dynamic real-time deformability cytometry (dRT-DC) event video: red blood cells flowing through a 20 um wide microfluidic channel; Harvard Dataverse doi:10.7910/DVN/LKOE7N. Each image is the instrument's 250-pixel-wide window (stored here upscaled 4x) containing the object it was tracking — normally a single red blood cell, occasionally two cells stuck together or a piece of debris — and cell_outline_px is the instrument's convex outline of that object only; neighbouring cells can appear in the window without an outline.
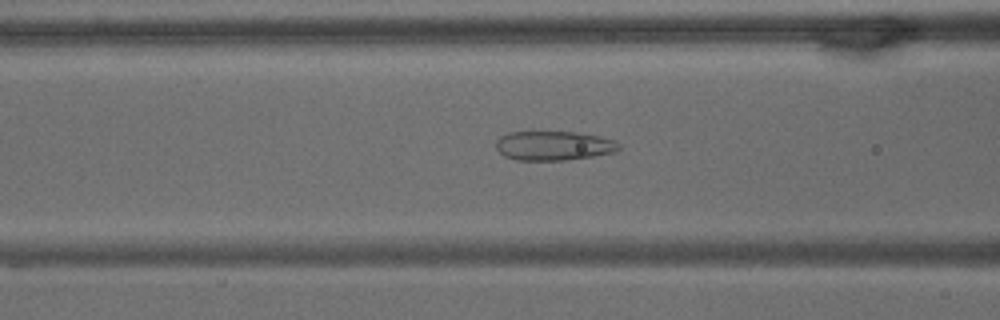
{"species": "common noctule bat (a hibernating species)", "species_latin": "Nyctalus noctula", "temperature_condition": "warm", "stored_images_in_passage": 48, "camera_frame_rate_fps": 3000, "um_per_image_px": 0.085, "animal": {"sex": "male", "body_mass_g": 15.6}, "frame": {"image": 1, "passage_image": 18, "time_ms": 5.667, "image_size_px": [1000, 320], "cell_outline_px": [[620, 148], [616, 152], [568, 160], [516, 160], [504, 156], [496, 148], [496, 140], [500, 136], [508, 132], [576, 132], [600, 136], [612, 140]], "centroid_in_image_um": [47.02, 12.38], "position_along_channel_um": 119.6, "area_um2": 20.92}}
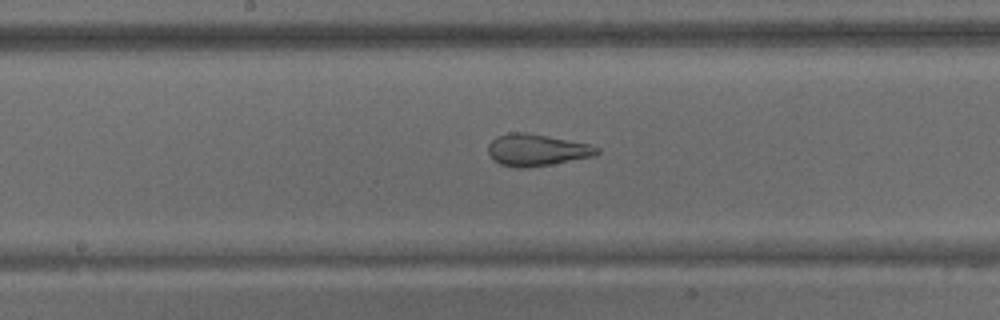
{"frame": {"image": 2, "passage_image": 26, "time_ms": 8.333, "image_size_px": [1000, 320], "cell_outline_px": [[600, 152], [596, 156], [552, 164], [524, 168], [516, 168], [500, 164], [488, 152], [488, 144], [496, 136], [508, 132], [528, 132], [592, 144], [600, 148]], "centroid_in_image_um": [45.67, 12.73], "position_along_channel_um": 202.5, "area_um2": 20.46}}
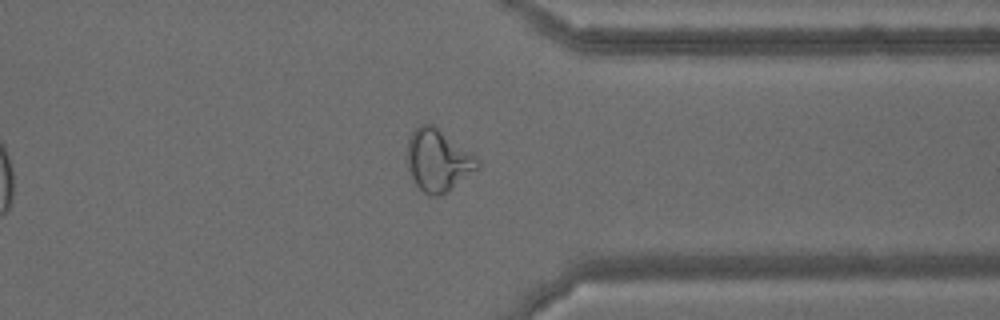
{"frame": {"image": 3, "passage_image": 43, "time_ms": 14.0, "image_size_px": [1000, 320], "cell_outline_px": [[480, 168], [448, 192], [440, 196], [428, 196], [416, 184], [408, 168], [408, 136], [420, 124], [432, 124], [472, 152], [480, 160]], "centroid_in_image_um": [37.27, 13.64], "position_along_channel_um": 374.1, "area_um2": 25.55}, "authors_computed_cell_mechanics": {"area_um2": 23.0044, "velocity_mm_per_s": 3.1054, "shape_relaxation_time_tau1_ms": null, "shape_relaxation_time_tau2_ms": 1.4633, "deformation_change_tau1": null, "deformation_change_tau2": 0.0976}}